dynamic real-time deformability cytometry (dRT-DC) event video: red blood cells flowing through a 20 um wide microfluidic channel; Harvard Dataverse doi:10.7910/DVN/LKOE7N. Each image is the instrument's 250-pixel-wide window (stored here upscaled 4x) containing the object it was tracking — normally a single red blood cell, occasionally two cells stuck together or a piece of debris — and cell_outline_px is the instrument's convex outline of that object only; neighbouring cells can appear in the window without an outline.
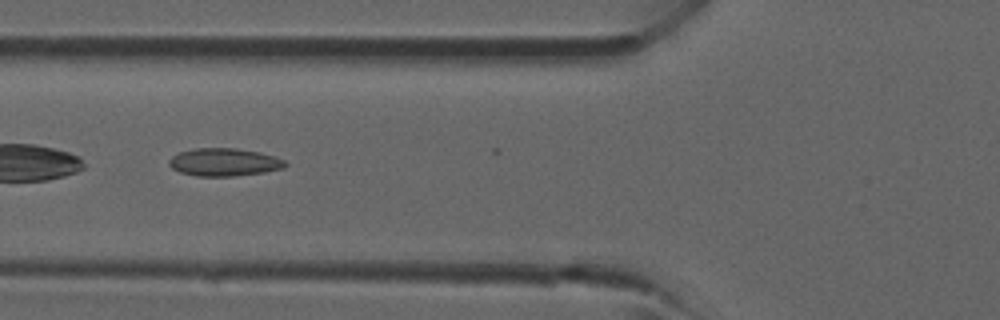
{"species": "common noctule bat (a hibernating species)", "species_latin": "Nyctalus noctula", "temperature_condition": "room temperature", "stored_images_in_passage": 4, "camera_frame_rate_fps": 3000, "um_per_image_px": 0.085, "animal": {"sex": "male", "forearm_length_mm": 52.5}, "frame": {"image": 1, "passage_image": 3, "time_ms": 2.333, "image_size_px": [1000, 320], "cell_outline_px": [[288, 164], [284, 168], [264, 172], [232, 176], [196, 176], [180, 172], [172, 168], [168, 164], [168, 160], [172, 156], [180, 152], [196, 148], [236, 148], [260, 152], [276, 156], [284, 160]], "centroid_in_image_um": [19.06, 13.78], "position_along_channel_um": 106.7, "area_um2": 18.9}}
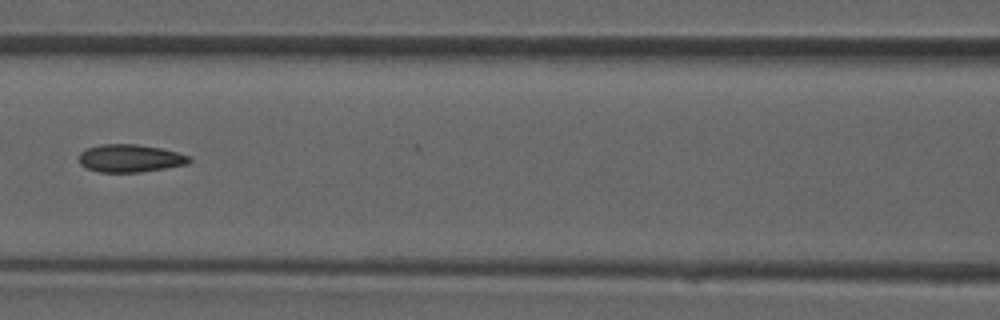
{"frame": {"image": 2, "passage_image": 4, "time_ms": 3.333, "image_size_px": [1000, 320], "cell_outline_px": [[192, 160], [188, 164], [140, 172], [100, 172], [84, 168], [80, 164], [80, 152], [88, 148], [104, 144], [136, 144], [160, 148], [192, 156]], "centroid_in_image_um": [11.07, 13.46], "position_along_channel_um": 155.5, "area_um2": 17.8}}